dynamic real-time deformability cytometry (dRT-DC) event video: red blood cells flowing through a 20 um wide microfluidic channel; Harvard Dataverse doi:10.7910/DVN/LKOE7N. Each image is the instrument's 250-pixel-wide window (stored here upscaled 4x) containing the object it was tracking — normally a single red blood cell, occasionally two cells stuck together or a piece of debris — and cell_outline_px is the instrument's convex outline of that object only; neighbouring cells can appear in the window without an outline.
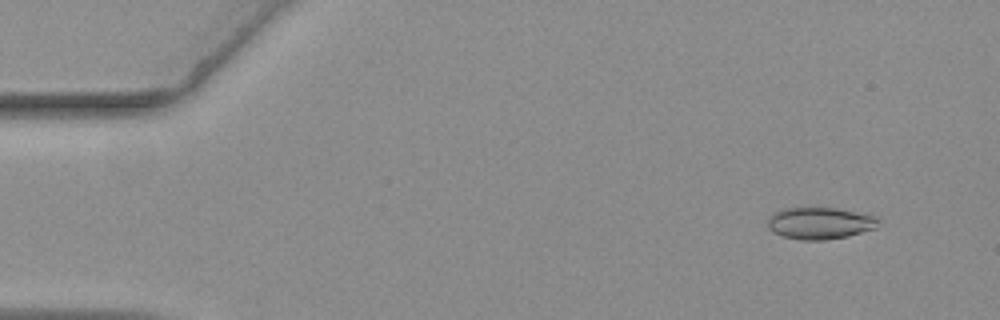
{"species": "common noctule bat (a hibernating species)", "species_latin": "Nyctalus noctula", "temperature_condition": "warm", "stored_images_in_passage": 51, "camera_frame_rate_fps": 3000, "um_per_image_px": 0.085, "animal": {"sex": "female", "body_mass_g": 19.3, "forearm_length_mm": 54.1}, "frame": {"image": 1, "passage_image": 5, "time_ms": 1.333, "image_size_px": [1000, 320], "cell_outline_px": [[880, 220], [876, 228], [848, 236], [824, 240], [800, 240], [784, 236], [768, 228], [768, 220], [776, 212], [784, 208], [836, 208], [876, 216]], "centroid_in_image_um": [69.73, 18.97], "position_along_channel_um": 15.3, "area_um2": 20.29}}
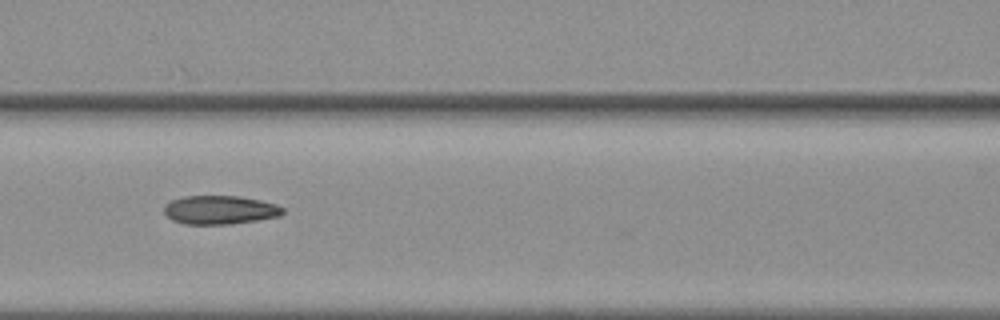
{"frame": {"image": 2, "passage_image": 25, "time_ms": 8.0, "image_size_px": [1000, 320], "cell_outline_px": [[284, 212], [280, 216], [232, 224], [184, 224], [172, 220], [164, 216], [164, 204], [172, 200], [184, 196], [240, 196], [260, 200], [276, 204], [284, 208]], "centroid_in_image_um": [18.66, 17.84], "position_along_channel_um": 147.9, "area_um2": 20.0}}
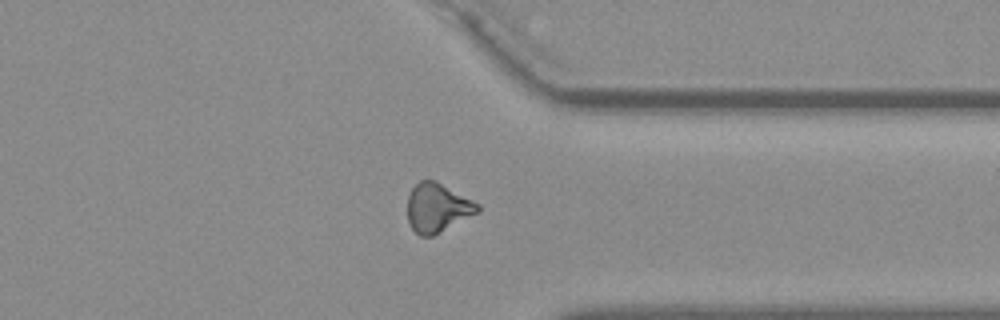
{"frame": {"image": 3, "passage_image": 44, "time_ms": 14.333, "image_size_px": [1000, 320], "cell_outline_px": [[480, 212], [432, 236], [420, 236], [408, 224], [408, 192], [420, 180], [436, 180], [480, 204]], "centroid_in_image_um": [37.19, 17.65], "position_along_channel_um": 374.2, "area_um2": 20.11}, "authors_computed_cell_mechanics": {"area_um2": 19.8832, "velocity_mm_per_s": 3.6334, "shape_relaxation_time_tau1_ms": null, "shape_relaxation_time_tau2_ms": 5.6799, "deformation_change_tau1": null, "deformation_change_tau2": 0.1381}}